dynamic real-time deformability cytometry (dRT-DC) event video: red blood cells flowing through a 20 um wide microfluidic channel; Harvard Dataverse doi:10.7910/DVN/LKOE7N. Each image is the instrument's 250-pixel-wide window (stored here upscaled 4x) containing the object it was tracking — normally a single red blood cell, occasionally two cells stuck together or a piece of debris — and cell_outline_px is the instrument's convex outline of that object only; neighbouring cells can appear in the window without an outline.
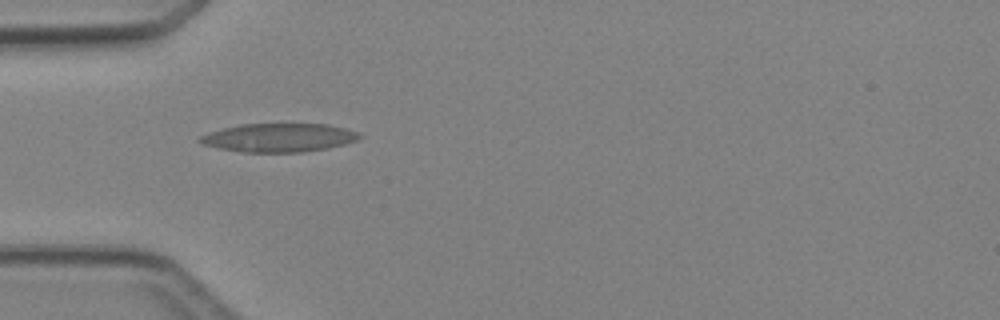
{"species": "Egyptian fruit bat (a non-hibernating species)", "species_latin": "Rousettus aegyptiacus", "temperature_condition": "cold", "stored_images_in_passage": 3, "camera_frame_rate_fps": 3000, "um_per_image_px": 0.085, "animal": {"sex": "female"}, "frame": {"image": 1, "passage_image": 1, "time_ms": 0.0, "image_size_px": [1000, 320], "cell_outline_px": [[364, 136], [356, 140], [344, 144], [324, 148], [300, 152], [244, 152], [220, 148], [204, 144], [196, 140], [200, 136], [208, 132], [240, 124], [328, 124], [360, 132]], "centroid_in_image_um": [23.71, 11.69], "position_along_channel_um": 61.3, "area_um2": 26.36}}
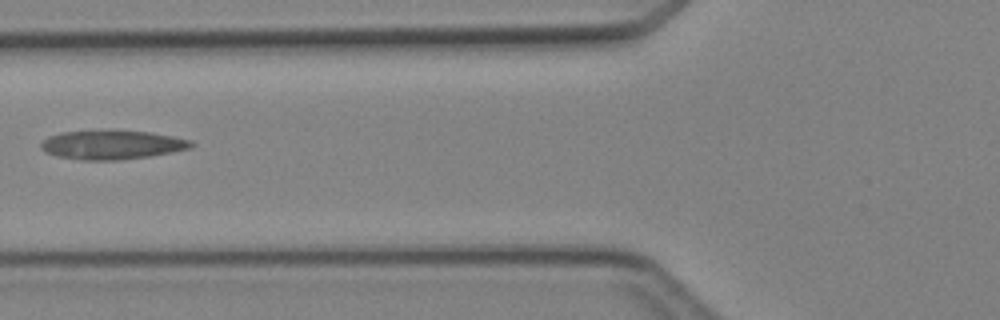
{"frame": {"image": 2, "passage_image": 2, "time_ms": 1.333, "image_size_px": [1000, 320], "cell_outline_px": [[196, 144], [192, 148], [148, 156], [116, 160], [80, 160], [56, 156], [44, 152], [40, 148], [40, 144], [48, 136], [60, 132], [112, 128], [152, 132], [192, 140]], "centroid_in_image_um": [9.5, 12.27], "position_along_channel_um": 116.3, "area_um2": 26.24}}
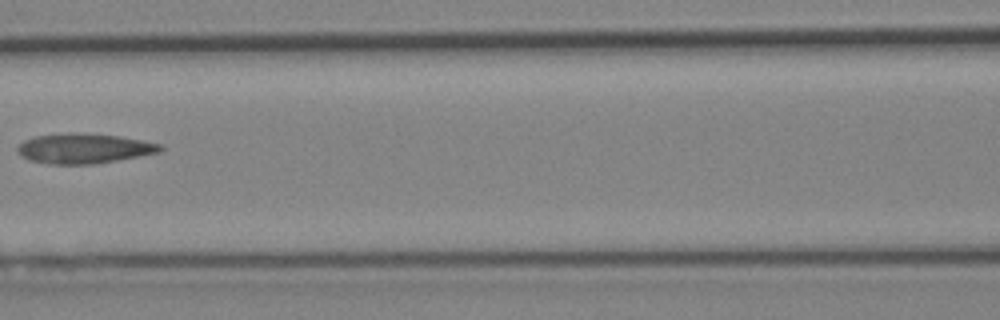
{"frame": {"image": 3, "passage_image": 3, "time_ms": 2.333, "image_size_px": [1000, 320], "cell_outline_px": [[164, 148], [160, 152], [116, 160], [92, 164], [48, 164], [28, 160], [20, 156], [16, 152], [16, 148], [24, 140], [36, 136], [68, 132], [76, 132], [120, 136], [164, 144]], "centroid_in_image_um": [7.12, 12.61], "position_along_channel_um": 159.5, "area_um2": 25.14}}